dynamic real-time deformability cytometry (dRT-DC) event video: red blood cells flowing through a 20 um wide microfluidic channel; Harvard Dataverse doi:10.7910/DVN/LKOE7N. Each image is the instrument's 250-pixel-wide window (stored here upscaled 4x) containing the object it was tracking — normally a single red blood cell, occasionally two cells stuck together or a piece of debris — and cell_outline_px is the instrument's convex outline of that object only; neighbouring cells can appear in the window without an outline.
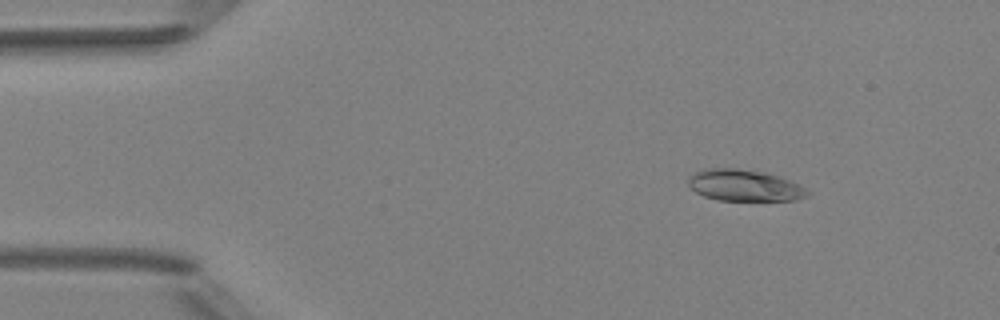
{"species": "Egyptian fruit bat (a non-hibernating species)", "species_latin": "Rousettus aegyptiacus", "temperature_condition": "room temperature", "stored_images_in_passage": 5, "camera_frame_rate_fps": 3000, "um_per_image_px": 0.085, "animal": {"sex": "female"}, "frame": {"image": 1, "passage_image": 2, "time_ms": 1.333, "image_size_px": [1000, 320], "cell_outline_px": [[812, 192], [808, 196], [796, 200], [716, 200], [704, 196], [696, 192], [688, 184], [688, 176], [704, 168], [736, 168], [764, 172], [800, 184]], "centroid_in_image_um": [63.28, 15.76], "position_along_channel_um": 21.7, "area_um2": 21.91}}
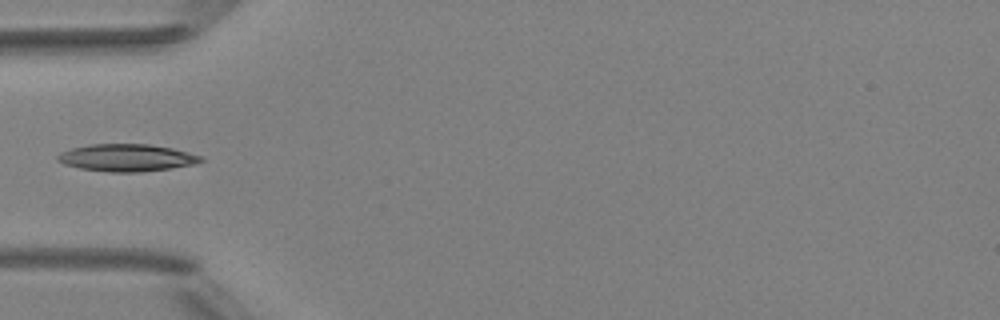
{"frame": {"image": 2, "passage_image": 5, "time_ms": 4.667, "image_size_px": [1000, 320], "cell_outline_px": [[204, 160], [196, 164], [172, 168], [140, 172], [108, 172], [80, 168], [64, 164], [56, 160], [56, 156], [60, 152], [72, 148], [92, 144], [148, 144], [172, 148], [204, 156]], "centroid_in_image_um": [10.79, 13.41], "position_along_channel_um": 74.2, "area_um2": 22.89}}